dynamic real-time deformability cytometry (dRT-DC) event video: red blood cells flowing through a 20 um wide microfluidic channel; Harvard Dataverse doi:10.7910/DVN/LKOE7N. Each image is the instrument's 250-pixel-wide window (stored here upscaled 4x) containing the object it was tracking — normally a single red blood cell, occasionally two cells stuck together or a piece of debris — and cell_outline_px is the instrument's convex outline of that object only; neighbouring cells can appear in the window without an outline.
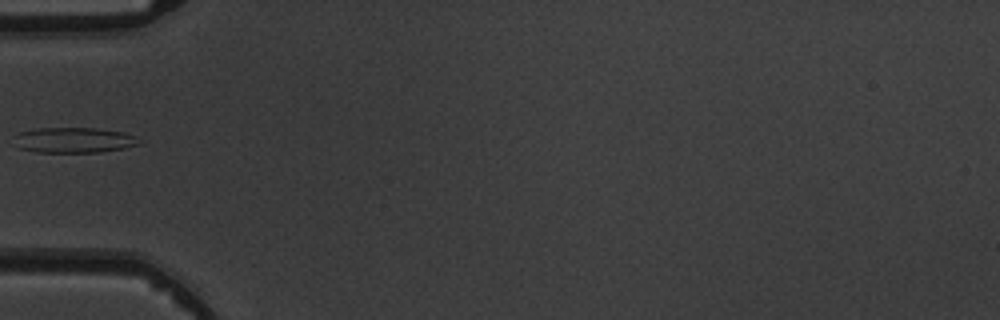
{"species": "common noctule bat (a hibernating species)", "species_latin": "Nyctalus noctula", "temperature_condition": "warm", "stored_images_in_passage": 2, "camera_frame_rate_fps": 3000, "um_per_image_px": 0.085, "animal": {"sex": "male", "body_mass_g": 19.5, "forearm_length_mm": 54.6}, "frame": {"image": 1, "passage_image": 1, "time_ms": 0.0, "image_size_px": [1000, 320], "cell_outline_px": [[140, 144], [124, 148], [100, 152], [36, 152], [20, 148], [12, 136], [20, 132], [36, 128], [96, 128], [124, 132], [136, 136]], "centroid_in_image_um": [6.28, 11.9], "position_along_channel_um": 78.7, "area_um2": 18.5}}